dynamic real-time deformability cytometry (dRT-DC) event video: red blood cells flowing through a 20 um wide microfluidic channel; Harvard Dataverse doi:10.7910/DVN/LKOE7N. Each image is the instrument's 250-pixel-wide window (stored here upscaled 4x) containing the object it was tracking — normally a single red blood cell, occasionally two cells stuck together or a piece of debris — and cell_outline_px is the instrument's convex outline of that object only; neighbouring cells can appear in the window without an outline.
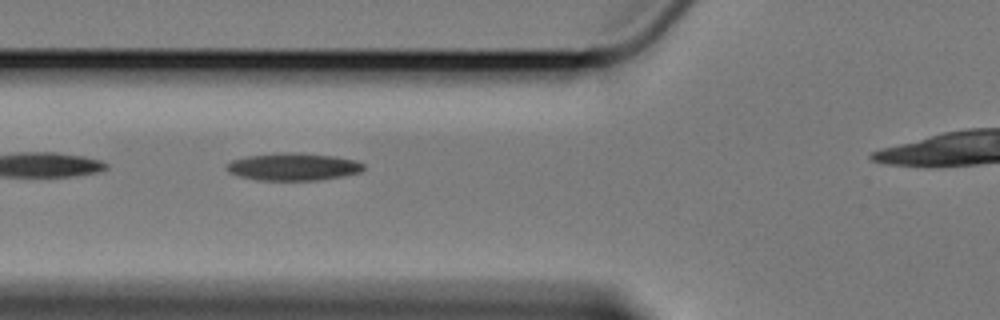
{"species": "Egyptian fruit bat (a non-hibernating species)", "species_latin": "Rousettus aegyptiacus", "temperature_condition": "cold", "stored_images_in_passage": 14, "camera_frame_rate_fps": 3000, "um_per_image_px": 0.085, "animal": {"sex": "female"}, "frame": {"image": 1, "passage_image": 3, "time_ms": 0.667, "image_size_px": [1000, 320], "cell_outline_px": [[364, 168], [360, 172], [344, 176], [320, 180], [256, 180], [240, 176], [228, 172], [228, 164], [232, 160], [244, 156], [276, 152], [300, 152], [336, 156], [356, 160], [364, 164]], "centroid_in_image_um": [24.95, 14.16], "position_along_channel_um": 100.9, "area_um2": 22.2}}
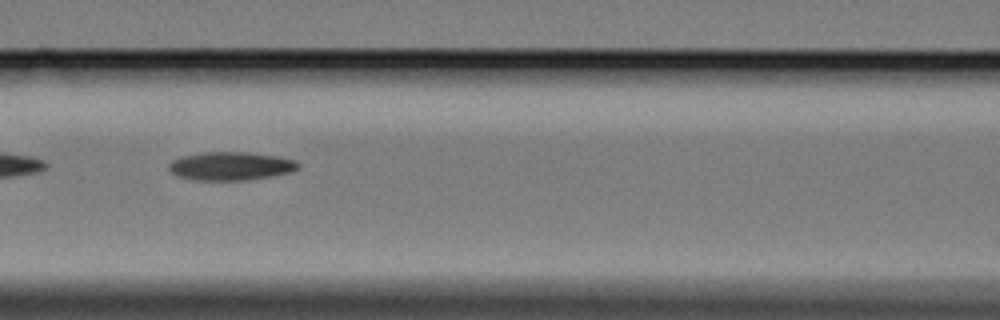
{"frame": {"image": 2, "passage_image": 7, "time_ms": 2.0, "image_size_px": [1000, 320], "cell_outline_px": [[300, 168], [292, 172], [272, 176], [248, 180], [192, 180], [176, 176], [168, 168], [168, 164], [172, 160], [184, 156], [204, 152], [248, 152], [280, 156], [296, 160], [300, 164]], "centroid_in_image_um": [19.65, 14.12], "position_along_channel_um": 146.9, "area_um2": 21.68}}